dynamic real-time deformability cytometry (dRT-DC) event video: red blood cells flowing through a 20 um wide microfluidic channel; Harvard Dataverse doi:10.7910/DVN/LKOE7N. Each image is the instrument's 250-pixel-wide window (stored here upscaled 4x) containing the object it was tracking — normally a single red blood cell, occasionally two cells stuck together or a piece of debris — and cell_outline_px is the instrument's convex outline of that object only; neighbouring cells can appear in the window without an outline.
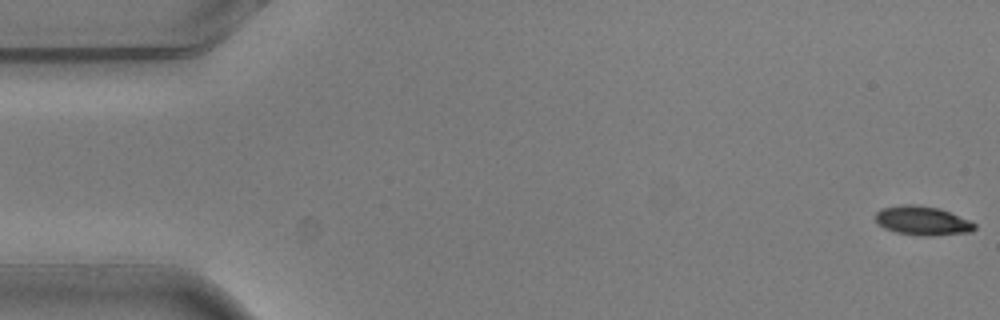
{"species": "common noctule bat (a hibernating species)", "species_latin": "Nyctalus noctula", "temperature_condition": "warm", "stored_images_in_passage": 9, "camera_frame_rate_fps": 3000, "um_per_image_px": 0.085, "animal": {"sex": "male", "body_mass_g": 20.5, "forearm_length_mm": 52.5}, "frame": {"image": 1, "passage_image": 1, "time_ms": 0.0, "image_size_px": [1000, 320], "cell_outline_px": [[976, 228], [972, 232], [932, 236], [920, 236], [896, 232], [884, 228], [876, 224], [876, 212], [880, 208], [900, 204], [916, 204], [940, 208], [968, 220], [976, 224]], "centroid_in_image_um": [78.38, 18.75], "position_along_channel_um": 6.6, "area_um2": 17.05}}
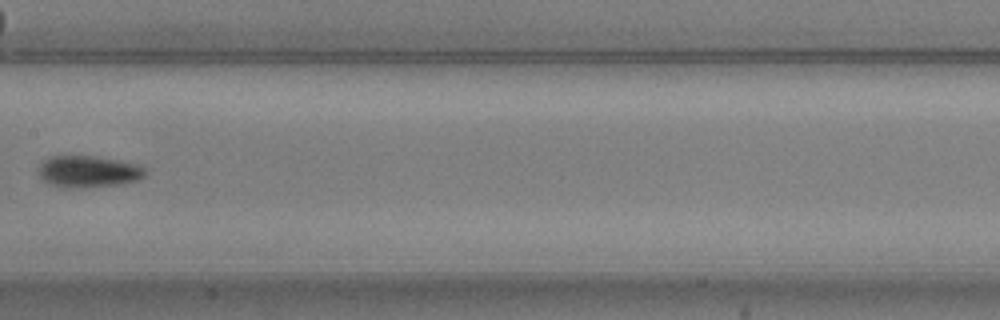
{"frame": {"image": 2, "passage_image": 8, "time_ms": 2.333, "image_size_px": [1000, 320], "cell_outline_px": [[148, 172], [140, 180], [124, 184], [88, 188], [64, 188], [48, 184], [40, 176], [40, 164], [48, 156], [96, 156], [120, 160], [140, 164]], "centroid_in_image_um": [7.57, 14.59], "position_along_channel_um": 199.8, "area_um2": 20.23}}
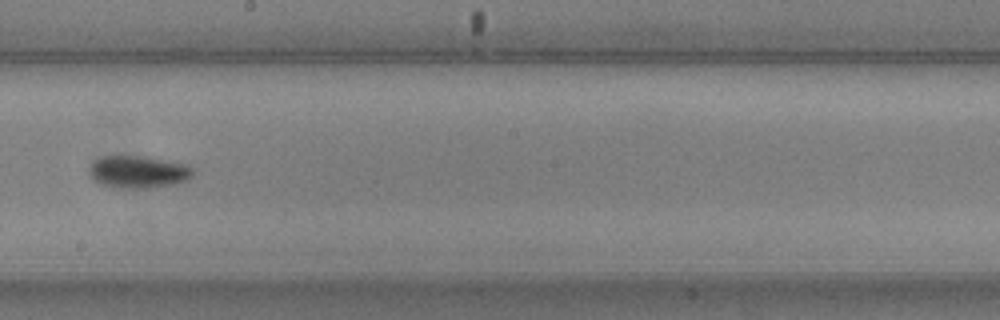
{"frame": {"image": 3, "passage_image": 9, "time_ms": 2.667, "image_size_px": [1000, 320], "cell_outline_px": [[192, 176], [188, 180], [176, 184], [148, 188], [112, 188], [100, 184], [92, 180], [88, 176], [88, 168], [92, 160], [100, 156], [148, 156], [188, 164], [192, 168]], "centroid_in_image_um": [11.69, 14.61], "position_along_channel_um": 236.5, "area_um2": 20.23}}